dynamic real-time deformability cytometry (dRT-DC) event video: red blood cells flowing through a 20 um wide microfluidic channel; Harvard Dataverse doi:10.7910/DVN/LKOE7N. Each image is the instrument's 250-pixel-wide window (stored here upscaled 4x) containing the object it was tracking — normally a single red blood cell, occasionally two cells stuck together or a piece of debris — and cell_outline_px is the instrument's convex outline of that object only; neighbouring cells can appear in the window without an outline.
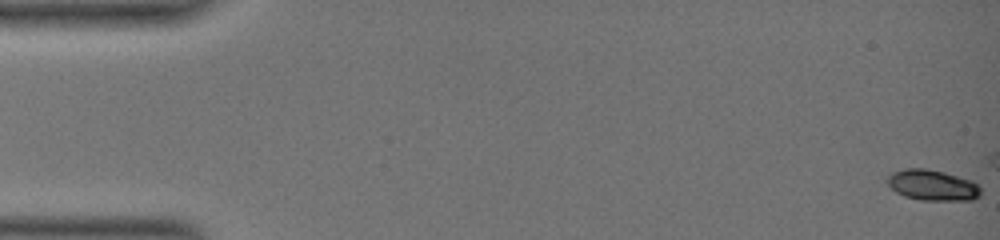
{"species": "common noctule bat (a hibernating species)", "species_latin": "Nyctalus noctula", "temperature_condition": "warm", "stored_images_in_passage": 17, "camera_frame_rate_fps": 3000, "um_per_image_px": 0.085, "animal": {"sex": "female", "body_mass_g": 19.0, "forearm_length_mm": 51.5}, "frame": {"image": 1, "passage_image": 1, "time_ms": 0.0, "image_size_px": [1000, 240], "cell_outline_px": [[980, 196], [972, 200], [920, 200], [904, 196], [896, 192], [884, 180], [892, 172], [904, 168], [924, 168], [944, 172], [972, 180], [980, 188]], "centroid_in_image_um": [79.23, 15.73], "position_along_channel_um": 5.8, "area_um2": 16.82}}